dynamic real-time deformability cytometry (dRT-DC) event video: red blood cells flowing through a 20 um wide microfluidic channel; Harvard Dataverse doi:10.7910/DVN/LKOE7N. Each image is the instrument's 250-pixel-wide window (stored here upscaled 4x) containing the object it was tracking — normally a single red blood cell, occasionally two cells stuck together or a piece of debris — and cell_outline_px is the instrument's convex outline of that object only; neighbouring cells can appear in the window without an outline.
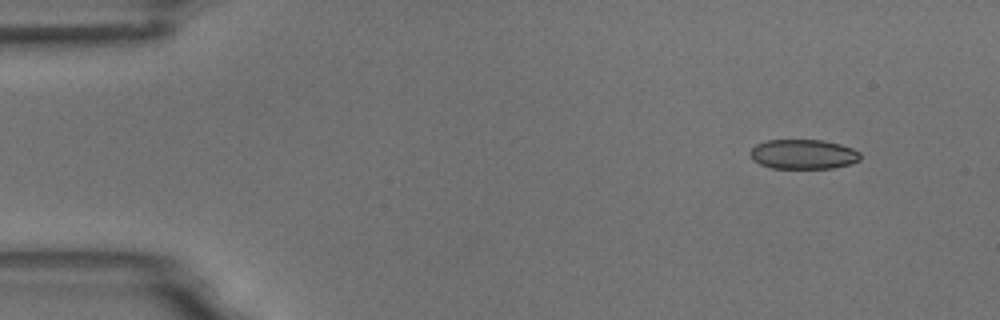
{"species": "common noctule bat (a hibernating species)", "species_latin": "Nyctalus noctula", "temperature_condition": "room temperature", "stored_images_in_passage": 6, "camera_frame_rate_fps": 3000, "um_per_image_px": 0.085, "animal": {"sex": "male", "body_mass_g": 18.8}, "frame": {"image": 1, "passage_image": 2, "time_ms": 0.333, "image_size_px": [1000, 320], "cell_outline_px": [[860, 160], [852, 164], [832, 168], [772, 168], [760, 164], [752, 160], [752, 148], [756, 144], [768, 140], [824, 140], [840, 144], [852, 148], [860, 152]], "centroid_in_image_um": [68.31, 13.11], "position_along_channel_um": 16.7, "area_um2": 19.02}}
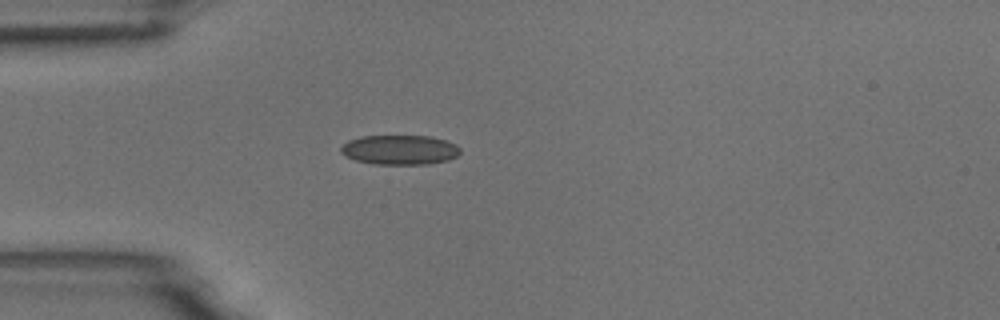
{"frame": {"image": 2, "passage_image": 5, "time_ms": 1.333, "image_size_px": [1000, 320], "cell_outline_px": [[460, 152], [456, 156], [448, 160], [428, 164], [372, 164], [356, 160], [344, 156], [340, 152], [340, 148], [348, 140], [360, 136], [432, 136], [456, 144], [460, 148]], "centroid_in_image_um": [33.96, 12.73], "position_along_channel_um": 51.0, "area_um2": 20.69}}